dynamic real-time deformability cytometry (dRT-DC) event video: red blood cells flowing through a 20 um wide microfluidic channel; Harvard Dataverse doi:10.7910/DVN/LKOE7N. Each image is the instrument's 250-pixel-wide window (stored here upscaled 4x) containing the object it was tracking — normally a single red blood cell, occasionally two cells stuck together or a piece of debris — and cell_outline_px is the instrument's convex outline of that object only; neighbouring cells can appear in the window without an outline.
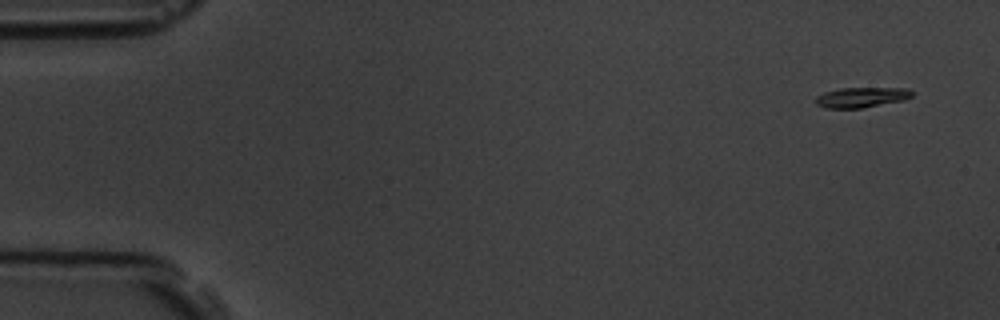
{"species": "common noctule bat (a hibernating species)", "species_latin": "Nyctalus noctula", "temperature_condition": "room temperature", "stored_images_in_passage": 4, "camera_frame_rate_fps": 3000, "um_per_image_px": 0.085, "animal": {"sex": "male", "body_mass_g": 19.5, "forearm_length_mm": 54.6}, "frame": {"image": 1, "passage_image": 1, "time_ms": 0.0, "image_size_px": [1000, 320], "cell_outline_px": [[912, 96], [904, 100], [860, 108], [824, 108], [816, 104], [816, 96], [824, 92], [840, 88], [908, 88], [912, 92]], "centroid_in_image_um": [73.2, 8.27], "position_along_channel_um": 11.8, "area_um2": 11.27}}
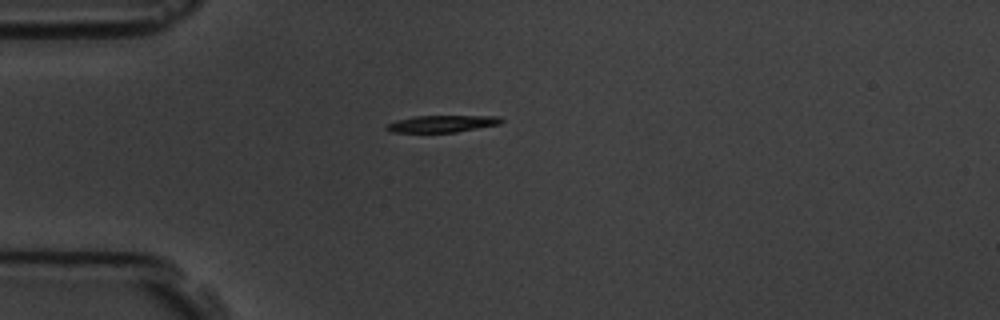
{"frame": {"image": 2, "passage_image": 4, "time_ms": 4.0, "image_size_px": [1000, 320], "cell_outline_px": [[504, 120], [500, 124], [456, 132], [392, 132], [384, 128], [388, 124], [396, 120], [416, 116], [500, 116]], "centroid_in_image_um": [37.59, 10.51], "position_along_channel_um": 47.4, "area_um2": 11.21}}